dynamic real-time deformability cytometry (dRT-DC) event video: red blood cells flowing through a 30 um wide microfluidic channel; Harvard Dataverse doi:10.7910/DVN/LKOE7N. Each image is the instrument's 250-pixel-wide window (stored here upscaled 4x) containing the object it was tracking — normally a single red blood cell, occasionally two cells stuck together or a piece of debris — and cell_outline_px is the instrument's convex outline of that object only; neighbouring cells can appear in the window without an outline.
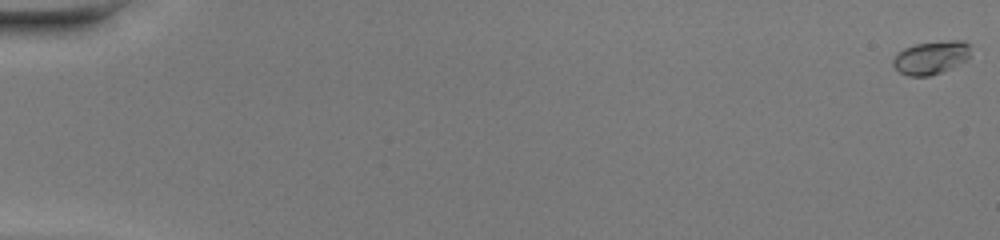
{"species": "common noctule bat (a hibernating species)", "species_latin": "Nyctalus noctula", "temperature_condition": "warm", "stored_images_in_passage": 50, "camera_frame_rate_fps": 3000, "um_per_image_px": 0.085, "animal": {"sex": "female", "body_mass_g": 20.0, "forearm_length_mm": 54.0}, "frame": {"image": 1, "passage_image": 1, "time_ms": 0.0, "image_size_px": [1000, 240], "cell_outline_px": [[968, 56], [964, 60], [940, 72], [928, 76], [908, 76], [900, 72], [892, 64], [892, 60], [896, 52], [904, 48], [916, 44], [948, 40], [964, 40], [968, 44]], "centroid_in_image_um": [79.06, 4.88], "position_along_channel_um": 5.9, "area_um2": 14.68}}
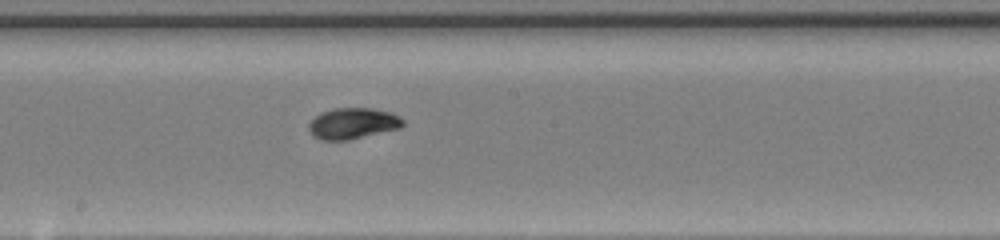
{"frame": {"image": 2, "passage_image": 29, "time_ms": 9.333, "image_size_px": [1000, 240], "cell_outline_px": [[404, 124], [400, 128], [348, 140], [320, 140], [312, 136], [308, 128], [308, 124], [320, 112], [332, 108], [372, 108], [392, 112], [400, 116], [404, 120]], "centroid_in_image_um": [29.98, 10.48], "position_along_channel_um": 218.2, "area_um2": 17.22}}
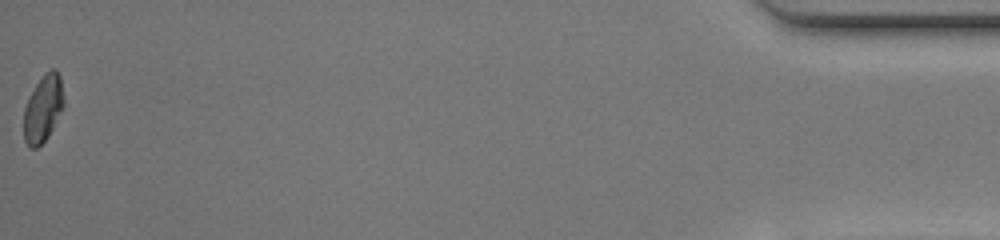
{"frame": {"image": 3, "passage_image": 50, "time_ms": 16.333, "image_size_px": [1000, 240], "cell_outline_px": [[64, 104], [48, 136], [36, 148], [32, 148], [24, 140], [24, 108], [28, 96], [44, 72], [52, 68], [56, 68], [60, 76], [64, 96]], "centroid_in_image_um": [3.66, 9.16], "position_along_channel_um": 431.5, "area_um2": 15.55}, "authors_computed_cell_mechanics": {"area_um2": 16.2707, "velocity_mm_per_s": 4.3334, "shape_relaxation_time_tau1_ms": 5.2192, "shape_relaxation_time_tau2_ms": 1.9538, "deformation_change_tau1": 0.1875, "deformation_change_tau2": 0.0446}}